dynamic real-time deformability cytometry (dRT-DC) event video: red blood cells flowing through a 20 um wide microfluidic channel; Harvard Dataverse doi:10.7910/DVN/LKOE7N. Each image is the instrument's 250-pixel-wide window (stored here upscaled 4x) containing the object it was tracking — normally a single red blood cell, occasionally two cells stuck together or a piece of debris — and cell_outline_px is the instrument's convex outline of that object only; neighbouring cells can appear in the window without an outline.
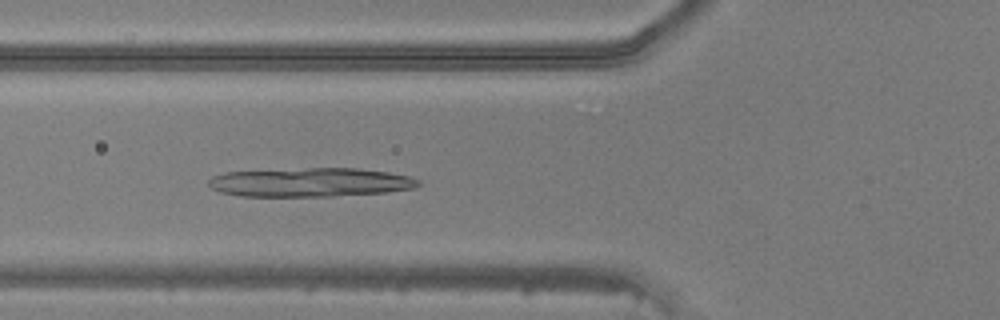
{"species": "common noctule bat (a hibernating species)", "species_latin": "Nyctalus noctula", "temperature_condition": "warm", "stored_images_in_passage": 48, "camera_frame_rate_fps": 3000, "um_per_image_px": 0.085, "animal": {"sex": "male", "body_mass_g": 20.5, "forearm_length_mm": 52.5}, "frame": {"image": 1, "passage_image": 18, "time_ms": 5.667, "image_size_px": [1000, 320], "cell_outline_px": [[420, 184], [416, 188], [388, 192], [332, 196], [240, 196], [220, 192], [212, 188], [208, 184], [208, 180], [212, 176], [224, 172], [308, 168], [356, 168], [388, 172], [408, 176], [420, 180]], "centroid_in_image_um": [26.38, 15.5], "position_along_channel_um": 99.4, "area_um2": 35.43}}
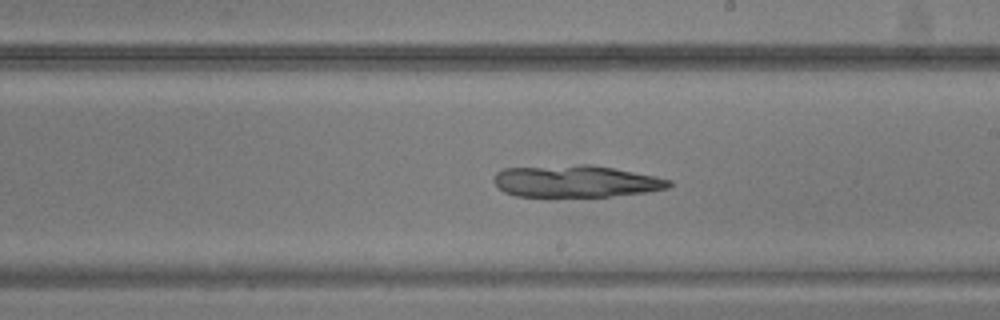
{"frame": {"image": 2, "passage_image": 28, "time_ms": 9.0, "image_size_px": [1000, 320], "cell_outline_px": [[672, 184], [668, 188], [648, 192], [608, 196], [516, 196], [504, 192], [492, 180], [496, 172], [504, 168], [580, 164], [592, 164], [656, 176], [672, 180]], "centroid_in_image_um": [48.95, 15.4], "position_along_channel_um": 240.0, "area_um2": 32.66}}
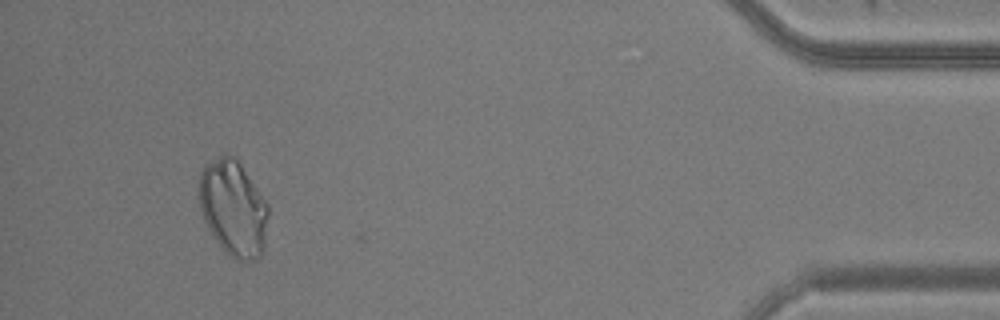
{"frame": {"image": 3, "passage_image": 45, "time_ms": 14.667, "image_size_px": [1000, 320], "cell_outline_px": [[268, 216], [264, 252], [256, 260], [244, 264], [228, 256], [212, 236], [204, 220], [200, 208], [200, 172], [204, 164], [224, 152], [232, 156], [240, 164], [268, 204]], "centroid_in_image_um": [19.84, 17.75], "position_along_channel_um": 415.4, "area_um2": 39.07}}